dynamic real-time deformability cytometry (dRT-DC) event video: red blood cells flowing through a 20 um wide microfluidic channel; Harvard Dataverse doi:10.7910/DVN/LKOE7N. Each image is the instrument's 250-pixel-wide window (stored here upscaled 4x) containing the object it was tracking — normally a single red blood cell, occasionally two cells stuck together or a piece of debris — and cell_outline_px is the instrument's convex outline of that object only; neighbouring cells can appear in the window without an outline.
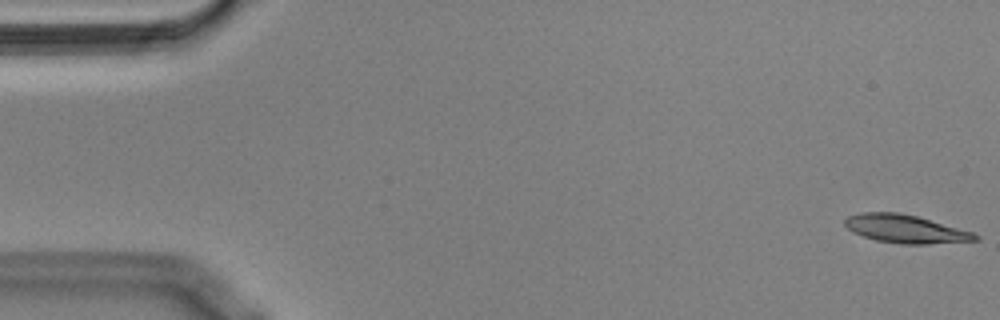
{"species": "Egyptian fruit bat (a non-hibernating species)", "species_latin": "Rousettus aegyptiacus", "temperature_condition": "cold", "stored_images_in_passage": 55, "camera_frame_rate_fps": 3000, "um_per_image_px": 0.085, "animal": {"sex": "male"}, "frame": {"image": 1, "passage_image": 1, "time_ms": 0.0, "image_size_px": [1000, 320], "cell_outline_px": [[980, 240], [928, 244], [900, 244], [876, 240], [852, 232], [844, 224], [844, 220], [848, 216], [860, 212], [896, 212], [916, 216], [972, 232], [980, 236]], "centroid_in_image_um": [76.94, 19.46], "position_along_channel_um": 8.1, "area_um2": 21.27}}
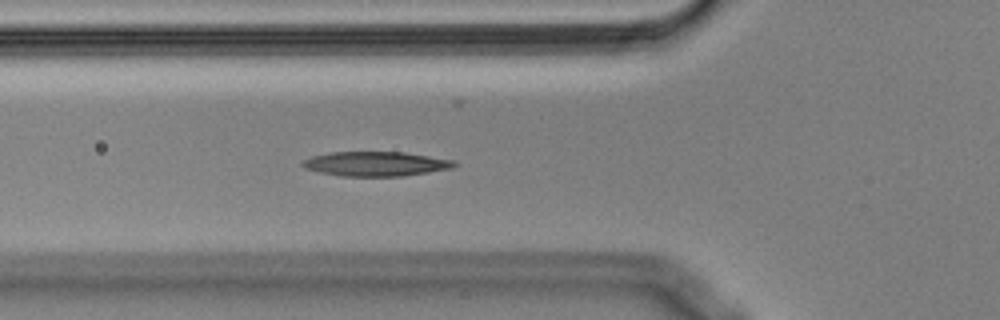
{"frame": {"image": 2, "passage_image": 19, "time_ms": 6.0, "image_size_px": [1000, 320], "cell_outline_px": [[460, 164], [452, 168], [404, 176], [340, 176], [320, 172], [304, 168], [300, 164], [304, 160], [312, 156], [332, 152], [404, 152], [456, 160]], "centroid_in_image_um": [31.98, 13.92], "position_along_channel_um": 93.8, "area_um2": 21.79}}
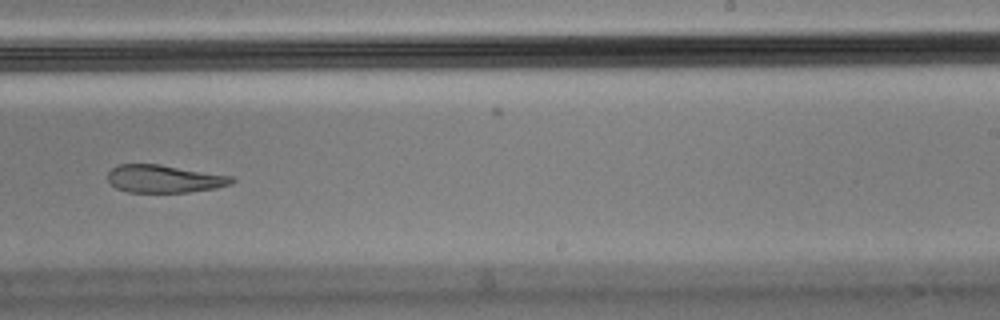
{"frame": {"image": 3, "passage_image": 34, "time_ms": 11.0, "image_size_px": [1000, 320], "cell_outline_px": [[236, 180], [232, 184], [216, 188], [188, 192], [128, 192], [116, 188], [108, 180], [108, 172], [112, 168], [120, 164], [160, 164], [232, 176]], "centroid_in_image_um": [13.98, 15.2], "position_along_channel_um": 275.0, "area_um2": 20.06}, "authors_computed_cell_mechanics": {"area_um2": 21.675, "velocity_mm_per_s": 3.618, "shape_relaxation_time_tau1_ms": null, "shape_relaxation_time_tau2_ms": 5.0227, "deformation_change_tau1": null, "deformation_change_tau2": 0.1493}}